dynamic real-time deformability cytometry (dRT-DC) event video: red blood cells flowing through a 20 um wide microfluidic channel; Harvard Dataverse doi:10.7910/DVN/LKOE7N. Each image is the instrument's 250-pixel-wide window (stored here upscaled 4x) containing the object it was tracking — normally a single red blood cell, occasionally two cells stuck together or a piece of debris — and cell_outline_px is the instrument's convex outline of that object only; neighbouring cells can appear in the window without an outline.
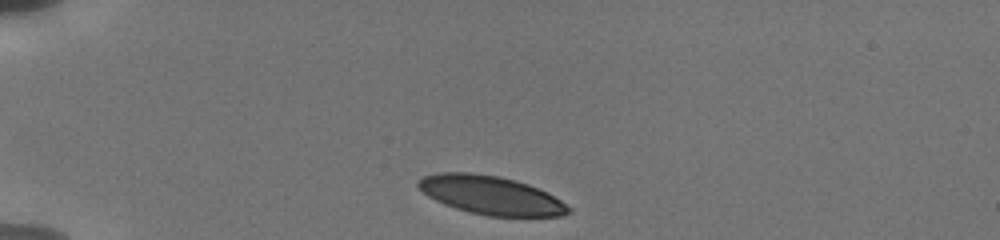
{"species": "human", "species_latin": "Homo sapiens", "temperature_condition": "cold", "stored_images_in_passage": 33, "camera_frame_rate_fps": 3000, "um_per_image_px": 0.085, "donor": {"sex": "male"}, "frame": {"image": 1, "passage_image": 1, "time_ms": 0.0, "image_size_px": [1000, 240], "cell_outline_px": [[572, 212], [560, 216], [488, 216], [456, 208], [444, 204], [428, 196], [416, 184], [416, 180], [424, 176], [440, 172], [472, 172], [500, 176], [516, 180], [528, 184], [548, 192], [572, 208]], "centroid_in_image_um": [41.74, 16.58], "position_along_channel_um": 43.3, "area_um2": 33.81}}
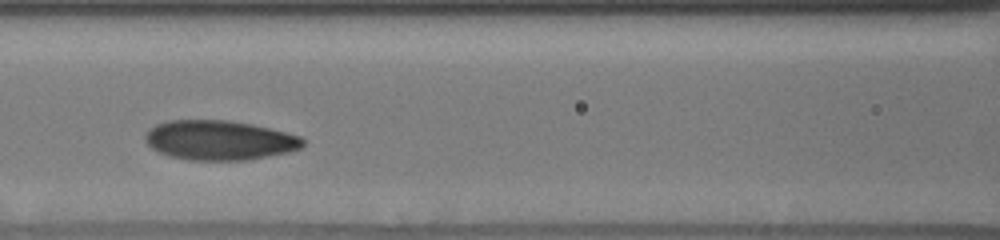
{"frame": {"image": 2, "passage_image": 14, "time_ms": 4.0, "image_size_px": [1000, 240], "cell_outline_px": [[304, 144], [300, 148], [288, 152], [268, 156], [244, 160], [192, 160], [168, 156], [152, 148], [144, 140], [144, 136], [148, 128], [156, 124], [168, 120], [228, 120], [252, 124], [300, 136], [304, 140]], "centroid_in_image_um": [18.6, 11.91], "position_along_channel_um": 148.0, "area_um2": 36.36}}
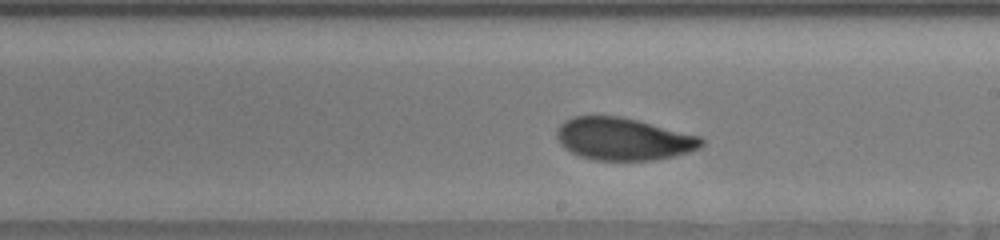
{"frame": {"image": 3, "passage_image": 25, "time_ms": 6.333, "image_size_px": [1000, 240], "cell_outline_px": [[704, 144], [700, 148], [688, 152], [672, 156], [652, 160], [596, 160], [580, 156], [564, 148], [560, 144], [556, 136], [556, 132], [560, 124], [564, 120], [572, 116], [620, 116], [700, 136], [704, 140]], "centroid_in_image_um": [52.96, 11.81], "position_along_channel_um": 236.0, "area_um2": 35.6}}